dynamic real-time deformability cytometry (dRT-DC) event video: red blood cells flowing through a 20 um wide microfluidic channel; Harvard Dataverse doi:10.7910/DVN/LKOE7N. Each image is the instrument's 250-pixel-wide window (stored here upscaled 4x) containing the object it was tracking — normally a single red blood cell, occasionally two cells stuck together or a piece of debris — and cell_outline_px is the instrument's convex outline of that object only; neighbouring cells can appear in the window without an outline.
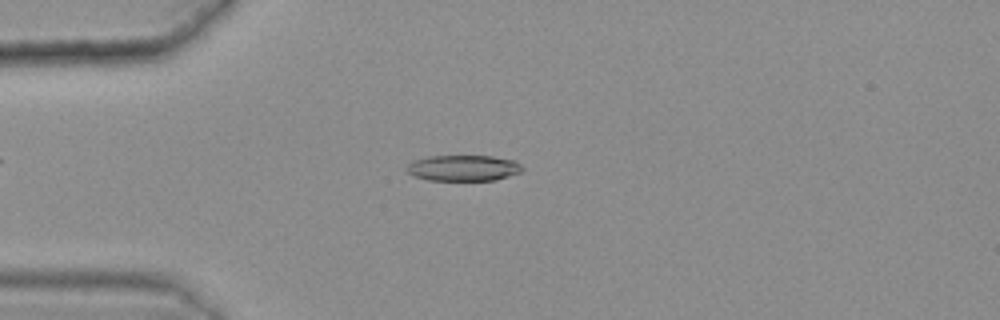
{"species": "common noctule bat (a hibernating species)", "species_latin": "Nyctalus noctula", "temperature_condition": "warm", "stored_images_in_passage": 40, "camera_frame_rate_fps": 3000, "um_per_image_px": 0.085, "animal": {"sex": "female", "body_mass_g": 25.1}, "frame": {"image": 1, "passage_image": 9, "time_ms": 2.667, "image_size_px": [1000, 320], "cell_outline_px": [[524, 172], [496, 180], [428, 180], [412, 176], [408, 172], [408, 164], [416, 160], [428, 156], [492, 156], [516, 160], [524, 168]], "centroid_in_image_um": [39.46, 14.28], "position_along_channel_um": 45.5, "area_um2": 17.57}}
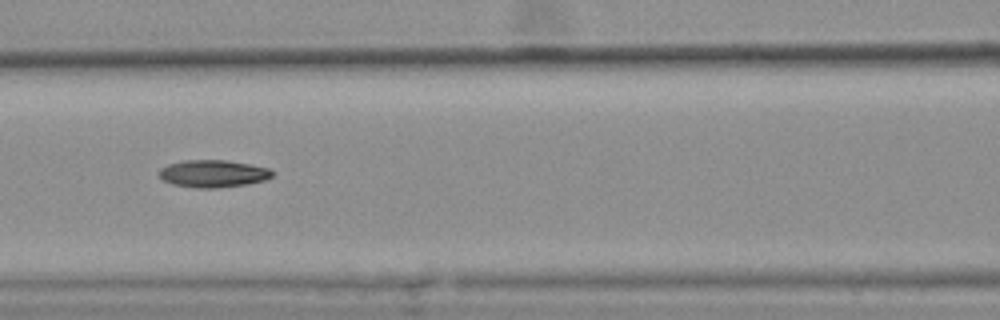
{"frame": {"image": 2, "passage_image": 19, "time_ms": 6.0, "image_size_px": [1000, 320], "cell_outline_px": [[272, 176], [264, 180], [248, 184], [216, 188], [196, 188], [172, 184], [160, 180], [156, 172], [160, 168], [168, 164], [184, 160], [228, 160], [268, 168], [272, 172]], "centroid_in_image_um": [18.02, 14.76], "position_along_channel_um": 148.6, "area_um2": 18.21}}
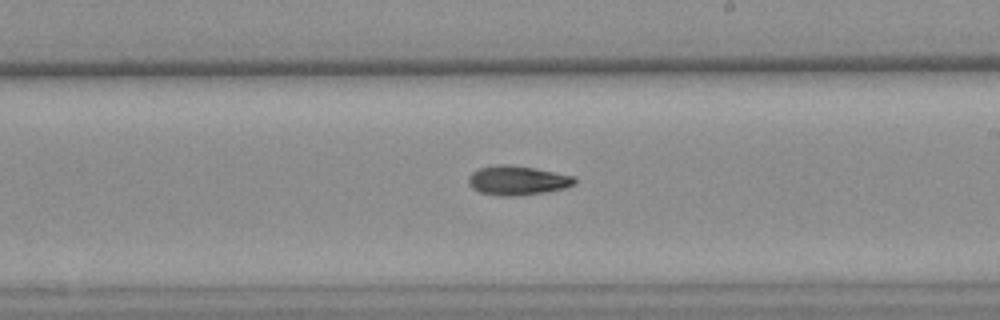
{"frame": {"image": 3, "passage_image": 27, "time_ms": 8.667, "image_size_px": [1000, 320], "cell_outline_px": [[576, 180], [572, 184], [564, 188], [544, 192], [516, 196], [500, 196], [480, 192], [472, 188], [468, 184], [468, 176], [472, 172], [480, 168], [496, 164], [512, 164], [536, 168], [576, 176]], "centroid_in_image_um": [43.96, 15.32], "position_along_channel_um": 245.0, "area_um2": 18.26}}